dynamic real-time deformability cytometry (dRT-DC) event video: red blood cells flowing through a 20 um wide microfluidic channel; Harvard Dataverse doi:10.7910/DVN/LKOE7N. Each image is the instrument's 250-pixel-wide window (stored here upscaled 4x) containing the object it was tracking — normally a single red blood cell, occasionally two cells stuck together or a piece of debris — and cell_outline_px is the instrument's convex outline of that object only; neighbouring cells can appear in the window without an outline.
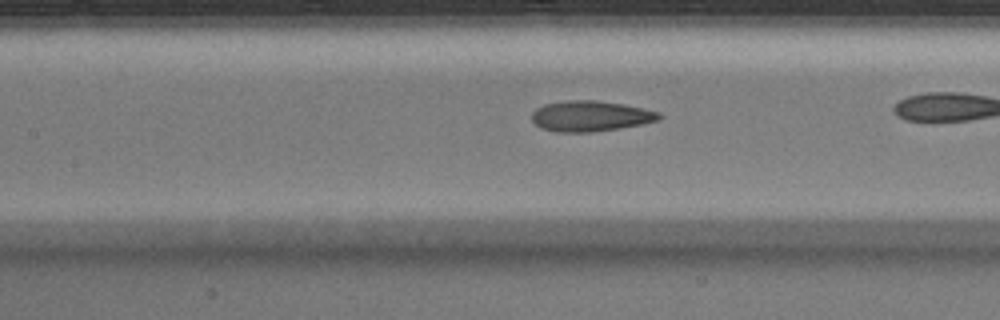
{"species": "Egyptian fruit bat (a non-hibernating species)", "species_latin": "Rousettus aegyptiacus", "temperature_condition": "warm", "stored_images_in_passage": 40, "camera_frame_rate_fps": 3000, "um_per_image_px": 0.085, "animal": {"sex": "male"}, "frame": {"image": 1, "passage_image": 23, "time_ms": 7.333, "image_size_px": [1000, 320], "cell_outline_px": [[664, 116], [660, 120], [644, 124], [592, 132], [556, 132], [540, 128], [532, 120], [532, 112], [536, 108], [544, 104], [568, 100], [596, 100], [620, 104], [660, 112]], "centroid_in_image_um": [50.19, 9.87], "position_along_channel_um": 157.2, "area_um2": 22.72}}
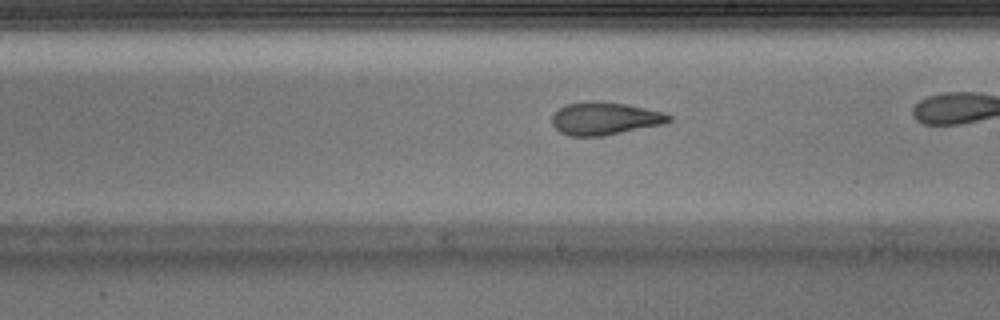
{"frame": {"image": 2, "passage_image": 29, "time_ms": 9.333, "image_size_px": [1000, 320], "cell_outline_px": [[672, 120], [660, 124], [604, 136], [568, 136], [560, 132], [552, 124], [552, 116], [564, 104], [588, 100], [596, 100], [624, 104], [664, 112], [672, 116]], "centroid_in_image_um": [51.36, 10.06], "position_along_channel_um": 237.6, "area_um2": 22.25}}